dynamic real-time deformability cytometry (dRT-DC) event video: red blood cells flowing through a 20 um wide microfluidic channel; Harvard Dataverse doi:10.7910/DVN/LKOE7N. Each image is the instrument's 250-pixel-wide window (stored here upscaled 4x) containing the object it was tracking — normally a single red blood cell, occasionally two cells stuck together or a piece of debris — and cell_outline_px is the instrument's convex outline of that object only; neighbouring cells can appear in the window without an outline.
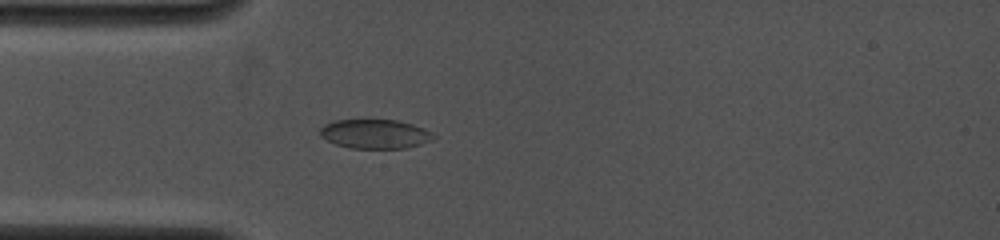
{"species": "common noctule bat (a hibernating species)", "species_latin": "Nyctalus noctula", "temperature_condition": "cold", "stored_images_in_passage": 54, "camera_frame_rate_fps": 4000, "um_per_image_px": 0.085, "animal": {"sex": "female", "body_mass_g": 19.0, "forearm_length_mm": 53.3}, "frame": {"image": 1, "passage_image": 15, "time_ms": 4.0, "image_size_px": [1000, 240], "cell_outline_px": [[436, 136], [432, 140], [420, 144], [404, 148], [348, 148], [336, 144], [320, 136], [320, 128], [324, 124], [332, 120], [396, 120], [412, 124], [424, 128], [432, 132]], "centroid_in_image_um": [31.87, 11.38], "position_along_channel_um": 53.1, "area_um2": 19.31}}
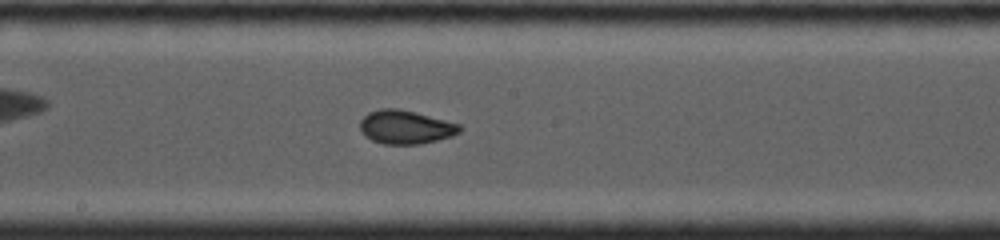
{"frame": {"image": 2, "passage_image": 30, "time_ms": 8.0, "image_size_px": [1000, 240], "cell_outline_px": [[464, 128], [460, 132], [452, 136], [420, 144], [384, 144], [372, 140], [364, 136], [360, 132], [360, 120], [368, 112], [380, 108], [396, 108], [416, 112], [460, 124]], "centroid_in_image_um": [34.46, 10.8], "position_along_channel_um": 213.7, "area_um2": 19.71}}
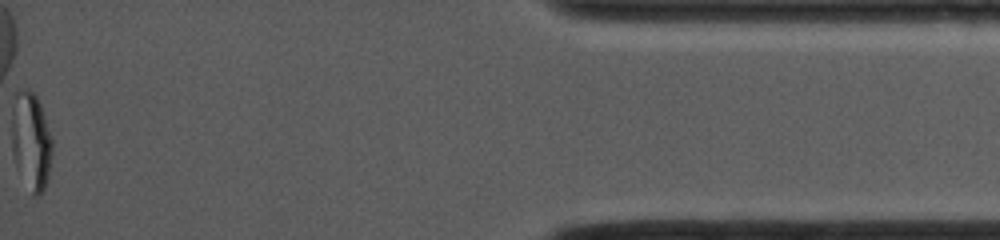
{"frame": {"image": 3, "passage_image": 54, "time_ms": 15.0, "image_size_px": [1000, 240], "cell_outline_px": [[52, 156], [48, 180], [40, 196], [32, 196], [12, 156], [12, 108], [16, 92], [20, 88], [28, 88], [36, 96], [40, 104], [52, 140]], "centroid_in_image_um": [2.64, 12.0], "position_along_channel_um": 432.6, "area_um2": 23.12}}